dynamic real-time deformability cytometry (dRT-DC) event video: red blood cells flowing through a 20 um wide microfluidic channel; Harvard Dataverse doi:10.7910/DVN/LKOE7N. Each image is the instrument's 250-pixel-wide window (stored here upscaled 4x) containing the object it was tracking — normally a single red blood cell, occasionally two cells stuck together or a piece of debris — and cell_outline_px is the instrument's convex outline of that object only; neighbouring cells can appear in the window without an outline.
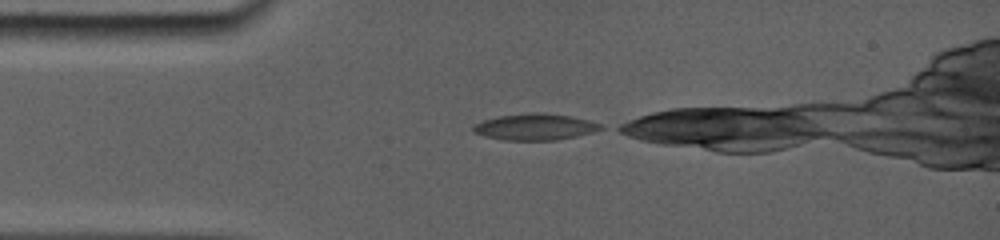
{"species": "common noctule bat (a hibernating species)", "species_latin": "Nyctalus noctula", "temperature_condition": "room temperature", "stored_images_in_passage": 5, "camera_frame_rate_fps": 5000, "um_per_image_px": 0.085, "animal": {"sex": "female", "body_mass_g": 19.0, "forearm_length_mm": 56.7}, "frame": {"image": 1, "passage_image": 1, "time_ms": 0.0, "image_size_px": [1000, 240], "cell_outline_px": [[604, 128], [572, 136], [548, 140], [512, 140], [488, 136], [476, 132], [472, 128], [476, 124], [484, 120], [500, 116], [568, 116], [588, 120], [600, 124]], "centroid_in_image_um": [45.47, 10.83], "position_along_channel_um": 39.5, "area_um2": 17.57}}
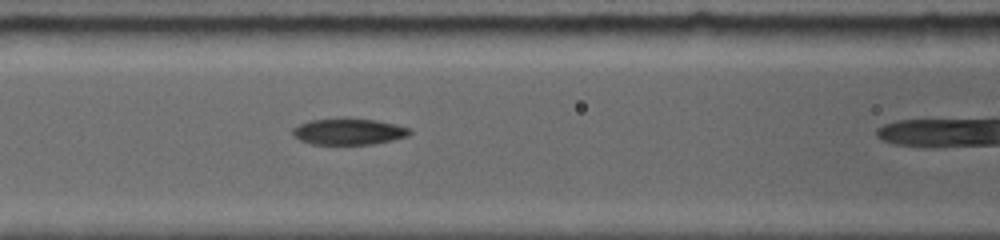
{"frame": {"image": 2, "passage_image": 4, "time_ms": 3.0, "image_size_px": [1000, 240], "cell_outline_px": [[412, 132], [404, 136], [388, 140], [368, 144], [312, 144], [300, 140], [292, 132], [300, 124], [312, 120], [372, 120], [392, 124], [408, 128]], "centroid_in_image_um": [29.6, 11.21], "position_along_channel_um": 137.0, "area_um2": 16.7}}
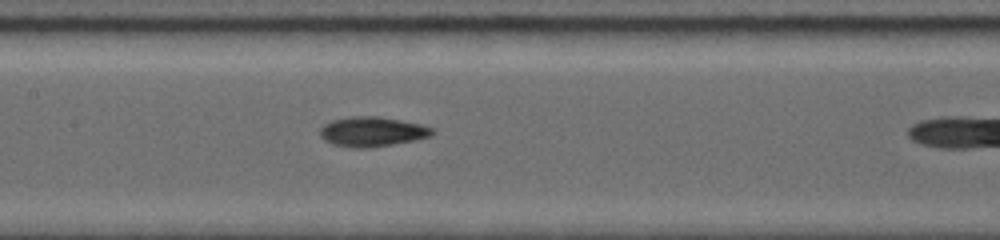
{"frame": {"image": 3, "passage_image": 5, "time_ms": 4.0, "image_size_px": [1000, 240], "cell_outline_px": [[432, 132], [428, 136], [412, 140], [388, 144], [336, 144], [320, 136], [320, 128], [332, 120], [352, 116], [376, 116], [416, 124], [432, 128]], "centroid_in_image_um": [31.6, 11.12], "position_along_channel_um": 175.8, "area_um2": 17.57}}